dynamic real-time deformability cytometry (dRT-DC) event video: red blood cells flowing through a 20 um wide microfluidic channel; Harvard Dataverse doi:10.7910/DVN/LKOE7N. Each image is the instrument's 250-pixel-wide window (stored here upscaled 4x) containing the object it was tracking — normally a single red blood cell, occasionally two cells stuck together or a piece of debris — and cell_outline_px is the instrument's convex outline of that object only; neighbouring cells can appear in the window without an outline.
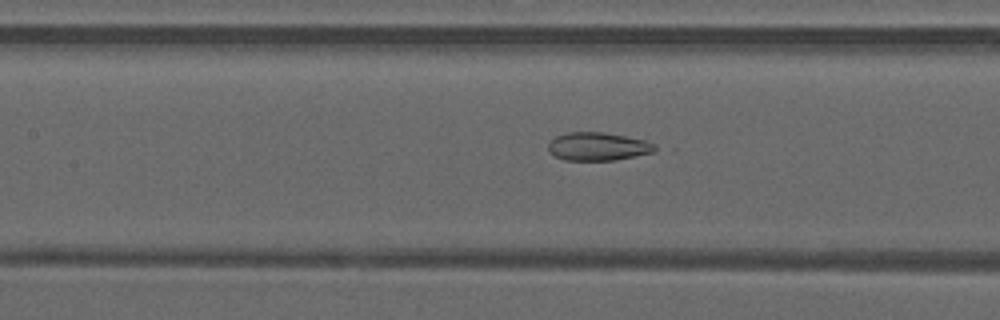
{"species": "common noctule bat (a hibernating species)", "species_latin": "Nyctalus noctula", "temperature_condition": "warm", "stored_images_in_passage": 38, "camera_frame_rate_fps": 3000, "um_per_image_px": 0.085, "animal": {"sex": "male", "forearm_length_mm": 52.5}, "frame": {"image": 1, "passage_image": 12, "time_ms": 3.667, "image_size_px": [1000, 320], "cell_outline_px": [[660, 148], [656, 152], [616, 160], [564, 160], [548, 152], [548, 144], [556, 136], [568, 132], [604, 132], [644, 140]], "centroid_in_image_um": [50.84, 12.46], "position_along_channel_um": 156.6, "area_um2": 17.57}}
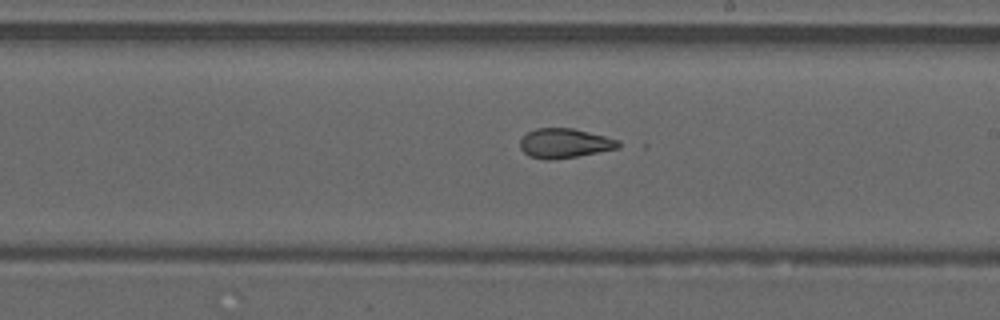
{"frame": {"image": 2, "passage_image": 18, "time_ms": 5.667, "image_size_px": [1000, 320], "cell_outline_px": [[620, 148], [576, 156], [548, 160], [528, 156], [520, 148], [520, 140], [528, 132], [536, 128], [572, 128], [620, 140]], "centroid_in_image_um": [47.98, 12.17], "position_along_channel_um": 241.0, "area_um2": 16.76}}
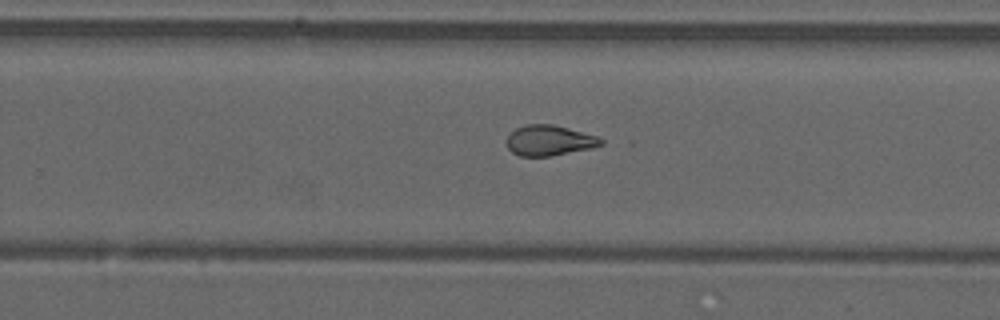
{"frame": {"image": 3, "passage_image": 21, "time_ms": 6.667, "image_size_px": [1000, 320], "cell_outline_px": [[604, 144], [592, 148], [552, 156], [520, 156], [512, 152], [508, 148], [508, 136], [516, 128], [528, 124], [552, 124], [568, 128], [596, 136], [604, 140]], "centroid_in_image_um": [46.71, 11.94], "position_along_channel_um": 283.1, "area_um2": 16.59}, "authors_computed_cell_mechanics": {"area_um2": 17.8313, "velocity_mm_per_s": 4.2279, "shape_relaxation_time_tau1_ms": null, "shape_relaxation_time_tau2_ms": 1.2346, "deformation_change_tau1": null, "deformation_change_tau2": 0.0793}}